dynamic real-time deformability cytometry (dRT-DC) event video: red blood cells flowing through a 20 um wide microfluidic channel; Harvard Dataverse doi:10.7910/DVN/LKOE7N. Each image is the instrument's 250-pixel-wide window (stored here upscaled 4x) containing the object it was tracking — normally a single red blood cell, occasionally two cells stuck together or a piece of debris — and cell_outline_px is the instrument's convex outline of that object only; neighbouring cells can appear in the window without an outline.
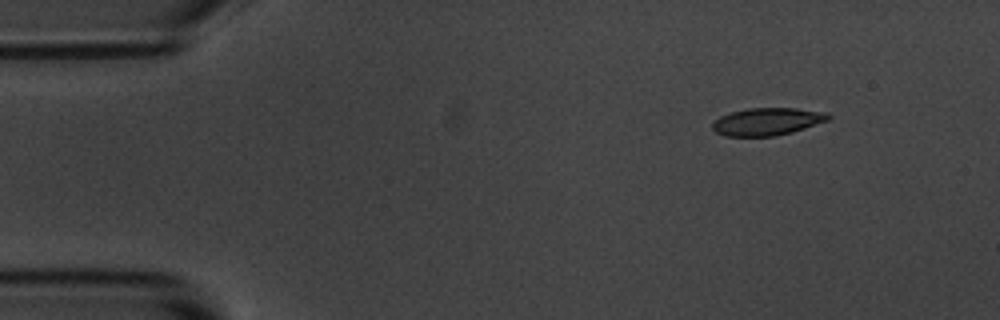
{"species": "common noctule bat (a hibernating species)", "species_latin": "Nyctalus noctula", "temperature_condition": "room temperature", "stored_images_in_passage": 5, "camera_frame_rate_fps": 3000, "um_per_image_px": 0.085, "animal": {"sex": "male", "body_mass_g": 20.1, "forearm_length_mm": 53.5}, "frame": {"image": 1, "passage_image": 1, "time_ms": 0.0, "image_size_px": [1000, 320], "cell_outline_px": [[832, 116], [828, 120], [792, 132], [776, 136], [724, 136], [716, 132], [712, 128], [712, 124], [720, 116], [732, 112], [748, 108], [796, 108], [828, 112]], "centroid_in_image_um": [65.23, 10.33], "position_along_channel_um": 19.8, "area_um2": 18.55}}
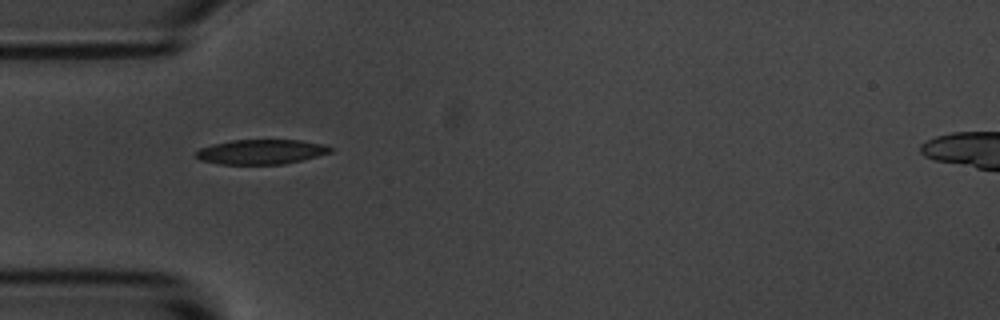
{"frame": {"image": 2, "passage_image": 4, "time_ms": 1.0, "image_size_px": [1000, 320], "cell_outline_px": [[336, 148], [332, 152], [284, 164], [220, 164], [200, 160], [196, 156], [196, 152], [200, 148], [212, 144], [232, 140], [300, 140], [324, 144]], "centroid_in_image_um": [22.22, 12.9], "position_along_channel_um": 62.8, "area_um2": 19.36}}